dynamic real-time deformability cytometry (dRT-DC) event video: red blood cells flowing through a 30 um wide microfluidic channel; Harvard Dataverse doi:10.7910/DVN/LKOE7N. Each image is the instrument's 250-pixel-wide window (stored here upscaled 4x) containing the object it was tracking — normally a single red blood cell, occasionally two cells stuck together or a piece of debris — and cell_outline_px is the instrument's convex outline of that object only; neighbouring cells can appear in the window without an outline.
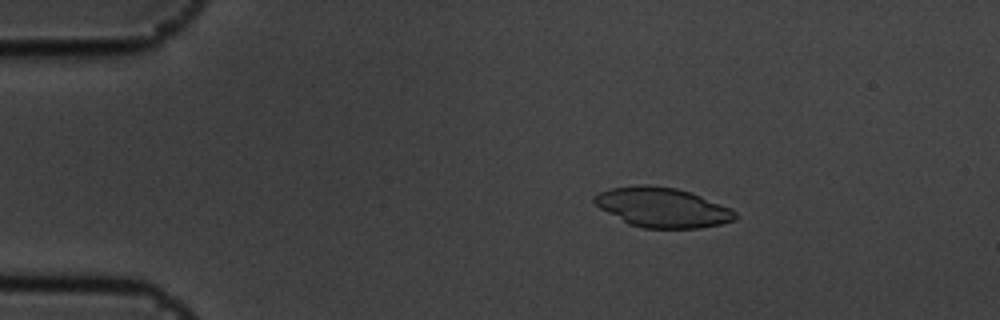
{"species": "common noctule bat (a hibernating species)", "species_latin": "Nyctalus noctula", "temperature_condition": "cold", "stored_images_in_passage": 51, "camera_frame_rate_fps": 3000, "um_per_image_px": 0.085, "animal": {"sex": "male", "body_mass_g": 19.5, "forearm_length_mm": 54.6}, "frame": {"image": 1, "passage_image": 10, "time_ms": 3.0, "image_size_px": [1000, 320], "cell_outline_px": [[736, 220], [720, 224], [700, 228], [644, 228], [628, 224], [600, 208], [592, 200], [592, 196], [600, 192], [612, 188], [640, 184], [648, 184], [676, 188], [692, 192], [728, 208], [736, 212]], "centroid_in_image_um": [56.27, 17.63], "position_along_channel_um": 28.7, "area_um2": 32.48}}